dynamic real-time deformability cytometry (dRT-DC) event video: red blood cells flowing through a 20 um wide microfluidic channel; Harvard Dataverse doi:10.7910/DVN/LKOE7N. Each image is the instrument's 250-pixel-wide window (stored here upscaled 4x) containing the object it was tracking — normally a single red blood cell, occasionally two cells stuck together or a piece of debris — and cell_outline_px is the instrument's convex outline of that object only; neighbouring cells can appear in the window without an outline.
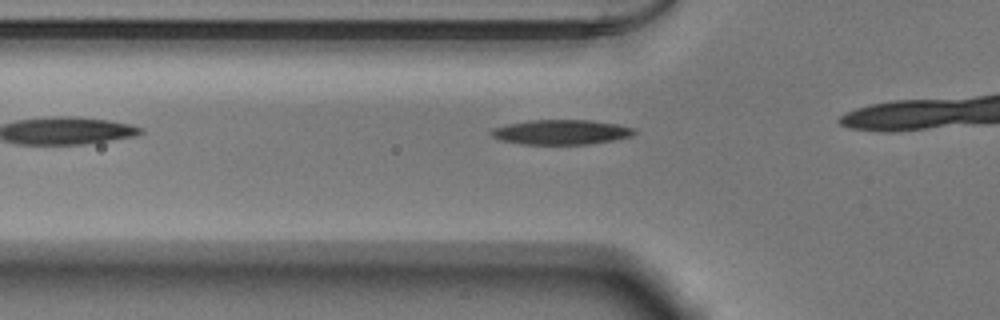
{"species": "Egyptian fruit bat (a non-hibernating species)", "species_latin": "Rousettus aegyptiacus", "temperature_condition": "warm", "stored_images_in_passage": 9, "camera_frame_rate_fps": 3000, "um_per_image_px": 0.085, "animal": {"sex": "male"}, "frame": {"image": 1, "passage_image": 4, "time_ms": 1.0, "image_size_px": [1000, 320], "cell_outline_px": [[636, 132], [632, 136], [612, 140], [588, 144], [520, 144], [500, 140], [492, 136], [488, 132], [492, 128], [508, 124], [528, 120], [592, 120], [616, 124], [636, 128]], "centroid_in_image_um": [47.68, 11.22], "position_along_channel_um": 78.1, "area_um2": 20.75}}
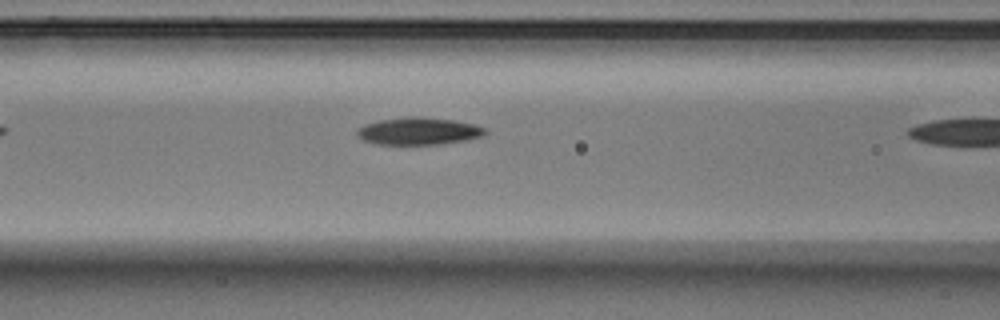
{"frame": {"image": 2, "passage_image": 8, "time_ms": 2.333, "image_size_px": [1000, 320], "cell_outline_px": [[488, 132], [484, 136], [468, 140], [440, 144], [376, 144], [364, 140], [356, 136], [356, 128], [364, 124], [380, 120], [412, 116], [420, 116], [452, 120], [472, 124], [488, 128]], "centroid_in_image_um": [35.59, 11.14], "position_along_channel_um": 131.0, "area_um2": 20.58}}